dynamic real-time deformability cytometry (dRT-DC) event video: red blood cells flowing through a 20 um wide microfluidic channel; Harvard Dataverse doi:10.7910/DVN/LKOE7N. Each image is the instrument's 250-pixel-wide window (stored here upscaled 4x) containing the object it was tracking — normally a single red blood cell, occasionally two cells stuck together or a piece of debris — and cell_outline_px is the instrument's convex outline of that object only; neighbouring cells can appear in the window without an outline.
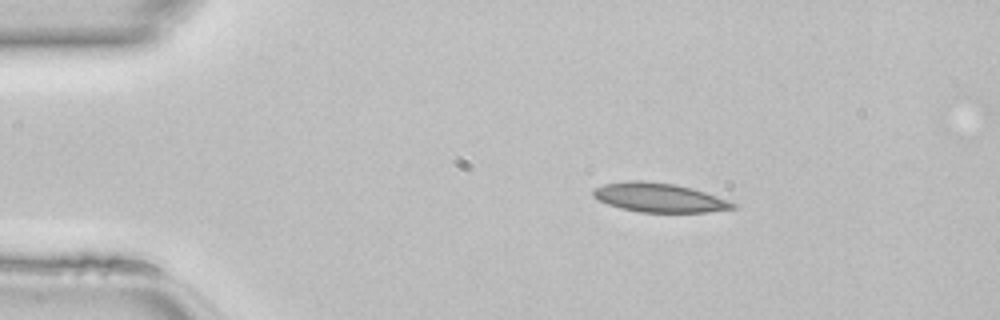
{"species": "common noctule bat (a hibernating species)", "species_latin": "Nyctalus noctula", "temperature_condition": "room temperature", "stored_images_in_passage": 40, "camera_frame_rate_fps": 3000, "um_per_image_px": 0.085, "animal": {"sex": "female", "body_mass_g": 22.7, "forearm_length_mm": 54.2}, "frame": {"image": 1, "passage_image": 1, "time_ms": 0.0, "image_size_px": [1000, 320], "cell_outline_px": [[736, 208], [708, 212], [640, 212], [620, 208], [608, 204], [592, 196], [592, 192], [596, 188], [604, 184], [632, 180], [640, 180], [676, 184], [692, 188], [716, 196], [736, 204]], "centroid_in_image_um": [56.02, 16.79], "position_along_channel_um": 29.0, "area_um2": 23.47}}
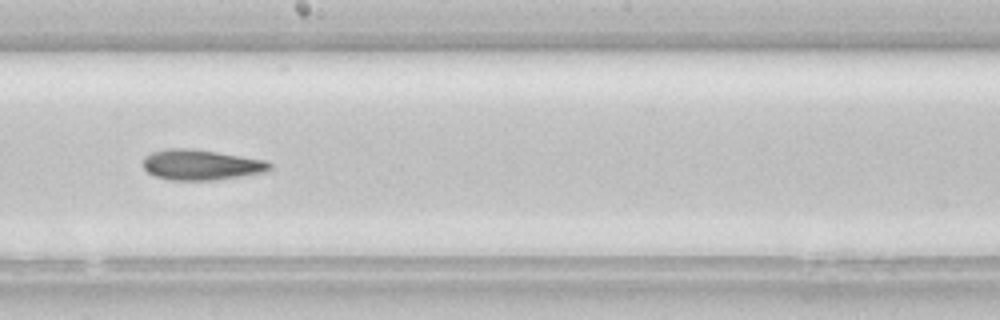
{"frame": {"image": 2, "passage_image": 19, "time_ms": 6.0, "image_size_px": [1000, 320], "cell_outline_px": [[272, 168], [268, 172], [212, 180], [172, 180], [156, 176], [148, 172], [144, 168], [144, 156], [152, 152], [168, 148], [192, 148], [264, 160], [272, 164]], "centroid_in_image_um": [17.1, 14.0], "position_along_channel_um": 231.1, "area_um2": 22.31}}
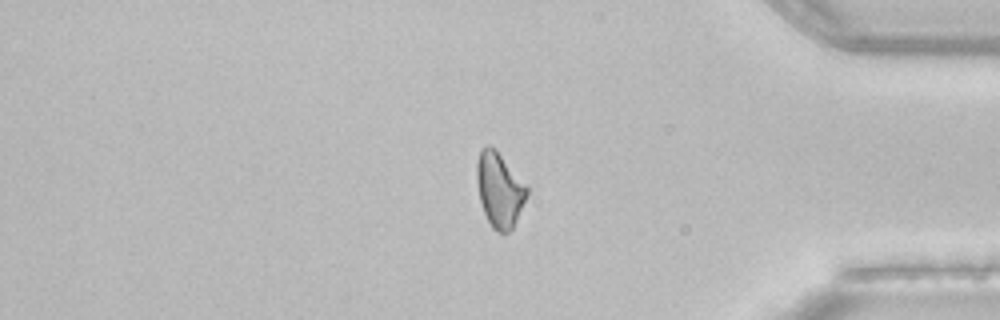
{"frame": {"image": 3, "passage_image": 32, "time_ms": 10.333, "image_size_px": [1000, 320], "cell_outline_px": [[528, 192], [512, 228], [508, 232], [496, 232], [492, 228], [484, 212], [480, 200], [476, 180], [476, 164], [480, 148], [484, 144], [488, 144], [496, 148], [528, 184]], "centroid_in_image_um": [42.44, 16.04], "position_along_channel_um": 392.8, "area_um2": 22.14}}